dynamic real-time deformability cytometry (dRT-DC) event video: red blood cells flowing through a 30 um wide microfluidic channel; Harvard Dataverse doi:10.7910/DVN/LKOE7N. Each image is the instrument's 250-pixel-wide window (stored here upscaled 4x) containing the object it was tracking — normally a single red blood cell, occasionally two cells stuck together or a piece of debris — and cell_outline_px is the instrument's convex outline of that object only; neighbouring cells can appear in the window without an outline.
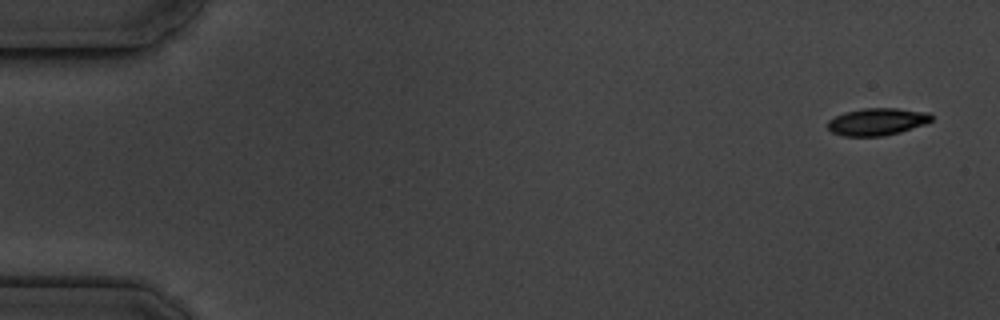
{"species": "common noctule bat (a hibernating species)", "species_latin": "Nyctalus noctula", "temperature_condition": "cold", "stored_images_in_passage": 5, "camera_frame_rate_fps": 3000, "um_per_image_px": 0.085, "animal": {"sex": "male", "body_mass_g": 19.5, "forearm_length_mm": 54.6}, "frame": {"image": 1, "passage_image": 1, "time_ms": 0.0, "image_size_px": [1000, 320], "cell_outline_px": [[932, 120], [924, 124], [900, 132], [884, 136], [844, 136], [832, 132], [828, 128], [828, 120], [844, 112], [864, 108], [896, 108], [928, 112], [932, 116]], "centroid_in_image_um": [74.55, 10.34], "position_along_channel_um": 10.5, "area_um2": 16.42}}